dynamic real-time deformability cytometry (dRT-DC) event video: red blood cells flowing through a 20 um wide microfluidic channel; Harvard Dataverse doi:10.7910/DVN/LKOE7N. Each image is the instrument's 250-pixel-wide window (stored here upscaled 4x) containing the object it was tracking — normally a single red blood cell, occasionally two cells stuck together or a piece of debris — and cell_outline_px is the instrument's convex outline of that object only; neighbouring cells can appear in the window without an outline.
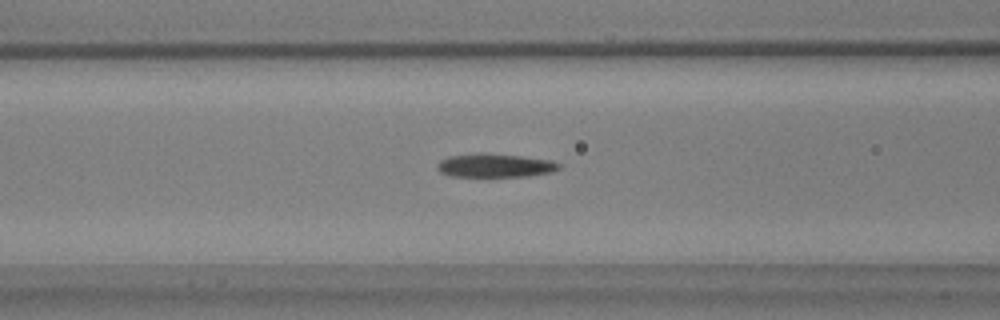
{"species": "common noctule bat (a hibernating species)", "species_latin": "Nyctalus noctula", "temperature_condition": "warm", "stored_images_in_passage": 51, "camera_frame_rate_fps": 3000, "um_per_image_px": 0.085, "animal": {"sex": "male", "body_mass_g": 17.9, "forearm_length_mm": 54.2}, "frame": {"image": 1, "passage_image": 19, "time_ms": 6.0, "image_size_px": [1000, 320], "cell_outline_px": [[564, 164], [560, 168], [552, 172], [528, 176], [448, 176], [440, 172], [436, 168], [436, 164], [440, 160], [448, 156], [480, 152], [484, 152], [520, 156], [552, 160]], "centroid_in_image_um": [42.07, 14.05], "position_along_channel_um": 124.5, "area_um2": 17.05}}
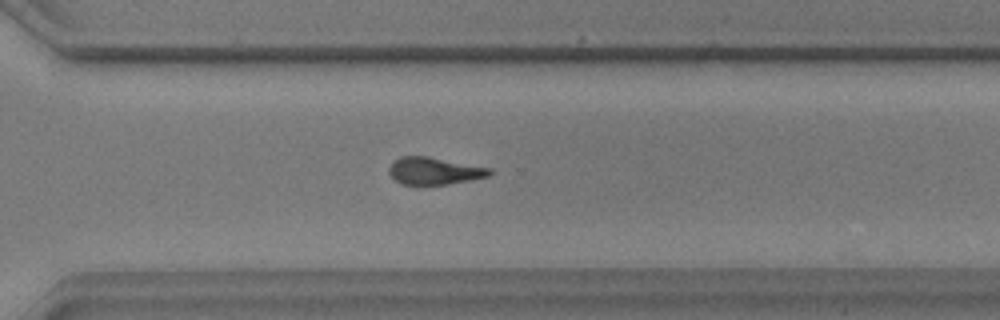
{"frame": {"image": 2, "passage_image": 36, "time_ms": 11.667, "image_size_px": [1000, 320], "cell_outline_px": [[492, 172], [488, 176], [472, 180], [448, 184], [400, 184], [388, 172], [388, 168], [392, 160], [400, 156], [428, 156], [492, 168]], "centroid_in_image_um": [36.9, 14.51], "position_along_channel_um": 333.7, "area_um2": 16.07}}
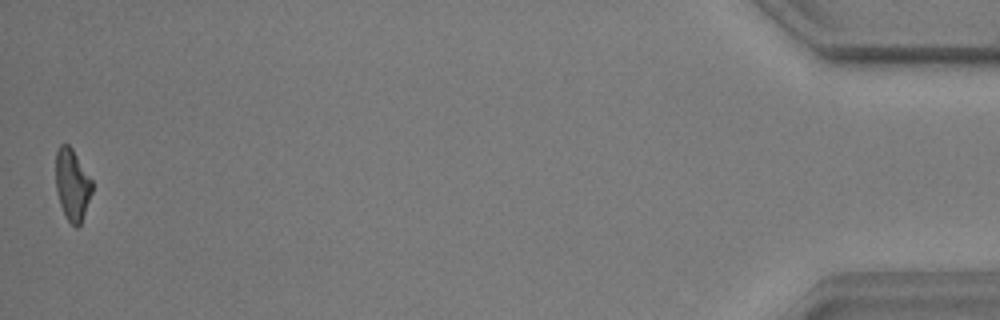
{"frame": {"image": 3, "passage_image": 51, "time_ms": 16.667, "image_size_px": [1000, 320], "cell_outline_px": [[92, 192], [80, 224], [76, 228], [68, 220], [60, 204], [56, 188], [56, 152], [60, 144], [68, 144], [72, 148], [92, 180]], "centroid_in_image_um": [6.14, 15.67], "position_along_channel_um": 429.1, "area_um2": 14.91}, "authors_computed_cell_mechanics": {"area_um2": 16.473, "velocity_mm_per_s": 3.6961, "shape_relaxation_time_tau1_ms": 6.1161, "shape_relaxation_time_tau2_ms": 4.6172, "deformation_change_tau1": 0.2268, "deformation_change_tau2": 0.1577}}